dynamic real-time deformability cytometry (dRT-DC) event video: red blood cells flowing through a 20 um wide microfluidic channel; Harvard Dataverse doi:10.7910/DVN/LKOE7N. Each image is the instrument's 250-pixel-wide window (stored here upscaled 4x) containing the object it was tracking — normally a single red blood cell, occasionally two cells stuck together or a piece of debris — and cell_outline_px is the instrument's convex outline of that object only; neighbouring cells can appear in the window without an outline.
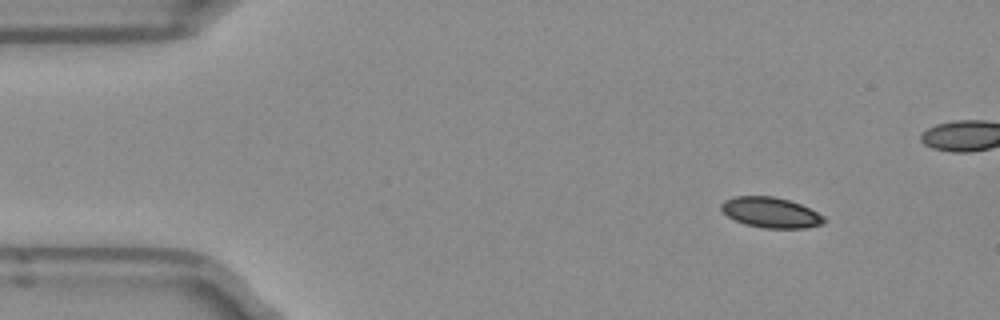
{"species": "Egyptian fruit bat (a non-hibernating species)", "species_latin": "Rousettus aegyptiacus", "temperature_condition": "room temperature", "stored_images_in_passage": 47, "camera_frame_rate_fps": 3000, "um_per_image_px": 0.085, "frame": {"image": 1, "passage_image": 1, "time_ms": 0.0, "image_size_px": [1000, 320], "cell_outline_px": [[824, 224], [804, 228], [764, 228], [744, 224], [728, 216], [720, 208], [720, 204], [724, 200], [736, 196], [772, 196], [788, 200], [800, 204], [824, 216]], "centroid_in_image_um": [65.49, 18.06], "position_along_channel_um": 19.5, "area_um2": 18.09}}
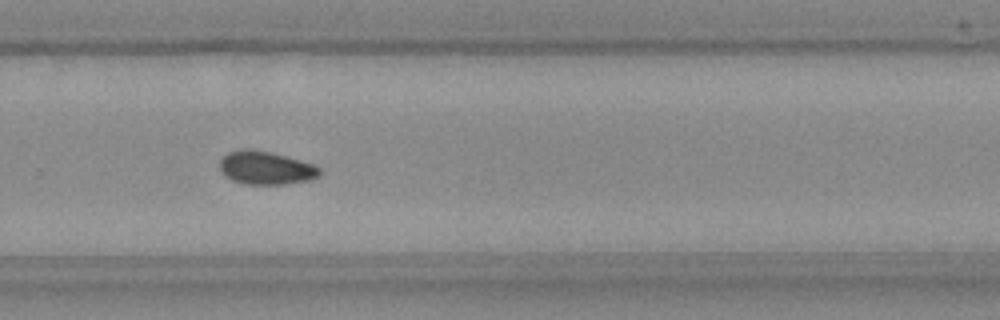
{"frame": {"image": 2, "passage_image": 29, "time_ms": 9.333, "image_size_px": [1000, 320], "cell_outline_px": [[320, 176], [308, 180], [284, 184], [244, 184], [232, 180], [220, 168], [220, 160], [228, 152], [240, 148], [244, 148], [272, 152], [300, 160], [312, 164], [320, 168]], "centroid_in_image_um": [22.6, 14.26], "position_along_channel_um": 307.2, "area_um2": 19.19}}
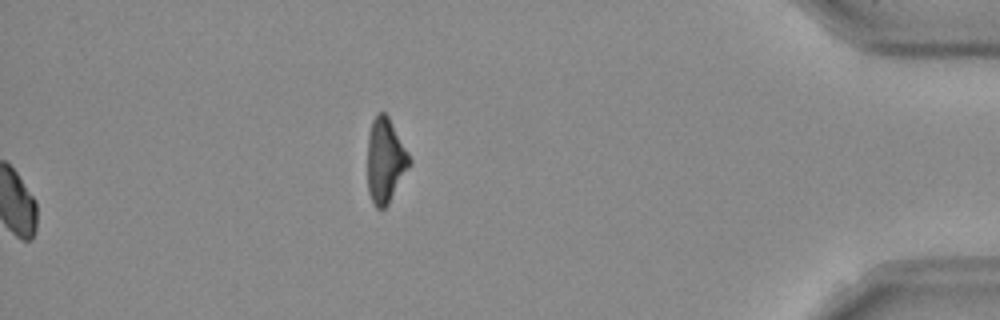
{"frame": {"image": 3, "passage_image": 47, "time_ms": 15.333, "image_size_px": [1000, 320], "cell_outline_px": [[412, 164], [388, 204], [384, 208], [376, 208], [372, 204], [368, 192], [368, 136], [372, 120], [380, 112], [384, 112], [388, 116], [408, 152], [412, 160]], "centroid_in_image_um": [32.76, 13.67], "position_along_channel_um": 402.4, "area_um2": 20.75}}